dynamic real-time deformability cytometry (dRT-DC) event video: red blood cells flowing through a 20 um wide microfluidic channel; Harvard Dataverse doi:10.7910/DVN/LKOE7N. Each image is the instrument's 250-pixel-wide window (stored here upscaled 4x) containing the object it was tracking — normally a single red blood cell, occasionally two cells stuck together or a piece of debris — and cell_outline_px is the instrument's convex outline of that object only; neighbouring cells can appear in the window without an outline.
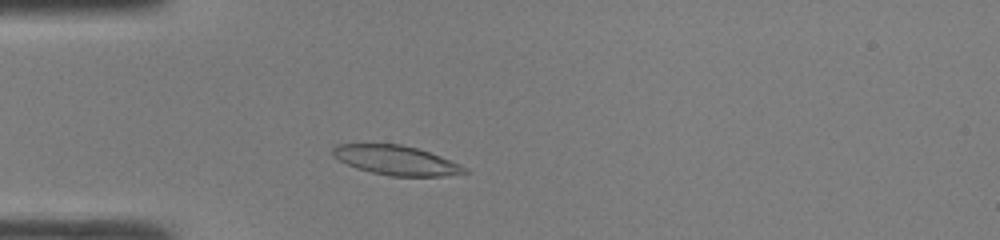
{"species": "common noctule bat (a hibernating species)", "species_latin": "Nyctalus noctula", "temperature_condition": "room temperature", "stored_images_in_passage": 40, "camera_frame_rate_fps": 3000, "um_per_image_px": 0.085, "animal": {"sex": "male", "body_mass_g": 19.0, "forearm_length_mm": 50.8}, "frame": {"image": 1, "passage_image": 6, "time_ms": 1.667, "image_size_px": [1000, 240], "cell_outline_px": [[472, 172], [444, 176], [388, 176], [356, 168], [332, 156], [332, 148], [336, 144], [400, 144], [416, 148], [440, 156], [460, 164], [468, 168]], "centroid_in_image_um": [33.69, 13.63], "position_along_channel_um": 51.3, "area_um2": 22.6}}
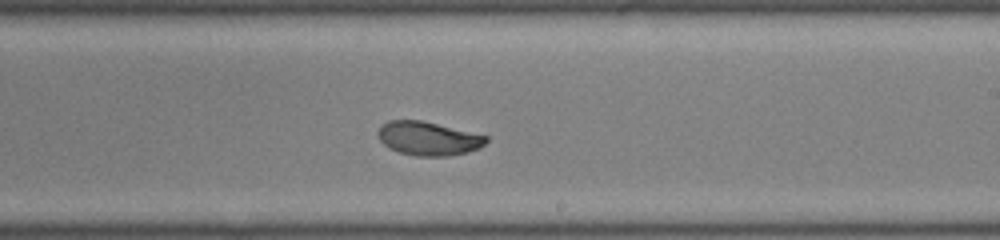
{"frame": {"image": 2, "passage_image": 21, "time_ms": 6.667, "image_size_px": [1000, 240], "cell_outline_px": [[488, 140], [480, 148], [468, 152], [448, 156], [416, 156], [400, 152], [388, 148], [380, 140], [376, 132], [380, 124], [388, 120], [420, 120], [488, 136]], "centroid_in_image_um": [36.37, 11.77], "position_along_channel_um": 252.6, "area_um2": 21.33}}
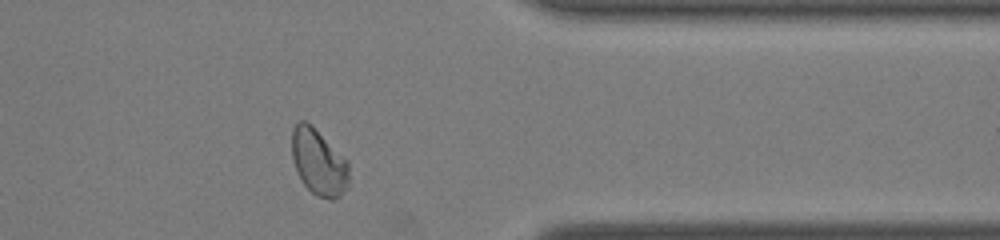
{"frame": {"image": 3, "passage_image": 31, "time_ms": 10.0, "image_size_px": [1000, 240], "cell_outline_px": [[348, 188], [336, 200], [328, 200], [316, 196], [300, 180], [292, 160], [292, 128], [300, 120], [304, 120], [348, 160]], "centroid_in_image_um": [27.08, 13.85], "position_along_channel_um": 384.3, "area_um2": 21.96}, "authors_computed_cell_mechanics": {"area_um2": 22.4842, "velocity_mm_per_s": 4.2577, "shape_relaxation_time_tau1_ms": 4.387, "shape_relaxation_time_tau2_ms": 0.8128, "deformation_change_tau1": 0.1392, "deformation_change_tau2": 0.0455}}